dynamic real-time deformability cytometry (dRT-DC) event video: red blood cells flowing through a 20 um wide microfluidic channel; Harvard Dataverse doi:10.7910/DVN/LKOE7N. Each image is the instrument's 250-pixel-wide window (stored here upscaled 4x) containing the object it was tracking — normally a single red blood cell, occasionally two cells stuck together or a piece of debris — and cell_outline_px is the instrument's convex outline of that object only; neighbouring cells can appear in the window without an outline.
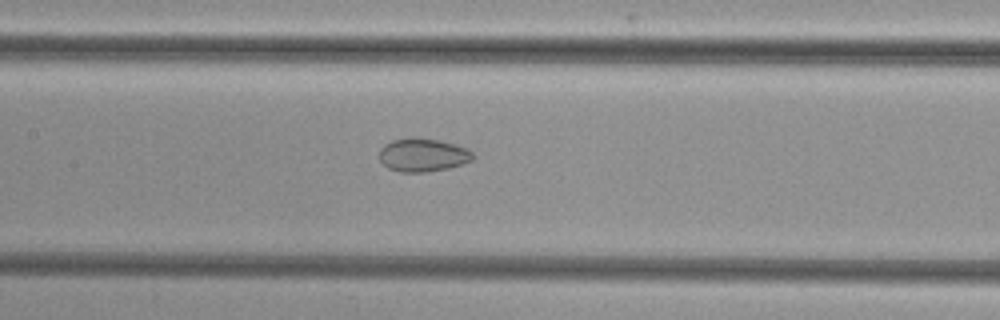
{"species": "common noctule bat (a hibernating species)", "species_latin": "Nyctalus noctula", "temperature_condition": "cold", "stored_images_in_passage": 53, "segment_of_instrument_passage": [2, 2], "camera_frame_rate_fps": 3000, "um_per_image_px": 0.085, "animal": {"sex": "female", "body_mass_g": 29.2, "forearm_length_mm": 56.3}, "frame": {"image": 1, "passage_image": 26, "time_ms": 8.333, "image_size_px": [1000, 320], "cell_outline_px": [[476, 156], [472, 160], [448, 168], [428, 172], [400, 172], [388, 168], [380, 160], [380, 148], [384, 144], [392, 140], [412, 136], [440, 140], [468, 148]], "centroid_in_image_um": [35.94, 13.16], "position_along_channel_um": 171.5, "area_um2": 18.38}}
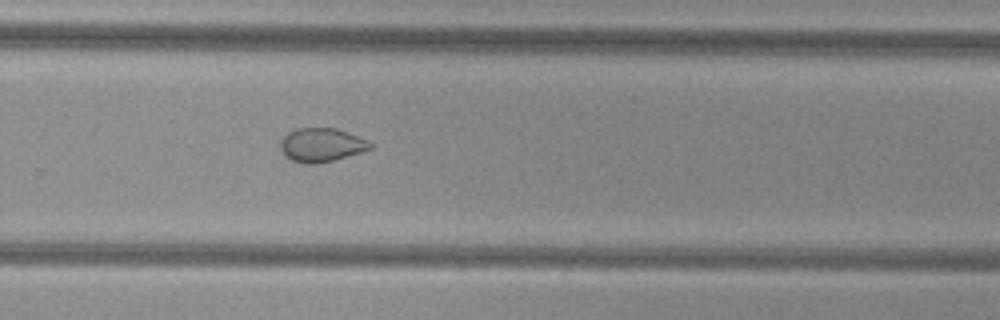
{"frame": {"image": 2, "passage_image": 36, "time_ms": 11.667, "image_size_px": [1000, 320], "cell_outline_px": [[372, 148], [360, 152], [332, 160], [316, 164], [308, 164], [292, 160], [284, 156], [280, 148], [280, 140], [288, 132], [296, 128], [336, 128], [348, 132], [368, 140], [372, 144]], "centroid_in_image_um": [27.3, 12.31], "position_along_channel_um": 302.5, "area_um2": 17.63}}
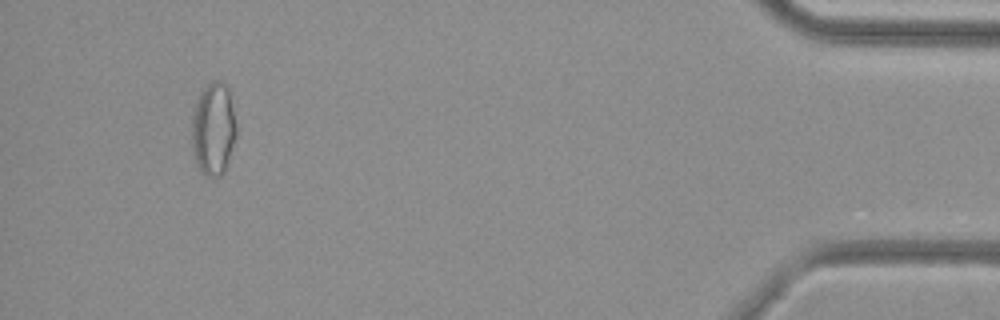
{"frame": {"image": 3, "passage_image": 50, "time_ms": 16.333, "image_size_px": [1000, 320], "cell_outline_px": [[236, 136], [224, 172], [220, 176], [212, 180], [204, 176], [200, 172], [196, 164], [192, 148], [192, 112], [196, 100], [200, 92], [212, 80], [220, 80], [228, 84], [232, 92], [236, 124]], "centroid_in_image_um": [18.15, 10.94], "position_along_channel_um": 417.1, "area_um2": 25.03}}